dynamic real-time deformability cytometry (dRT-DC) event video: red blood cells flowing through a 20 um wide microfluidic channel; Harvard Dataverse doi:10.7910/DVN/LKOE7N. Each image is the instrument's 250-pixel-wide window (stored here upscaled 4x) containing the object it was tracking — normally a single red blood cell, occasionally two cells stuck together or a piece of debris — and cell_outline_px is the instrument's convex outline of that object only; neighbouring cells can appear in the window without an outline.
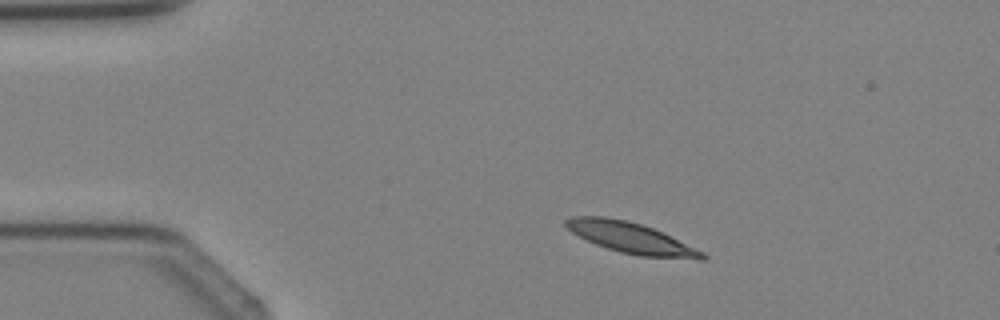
{"species": "Egyptian fruit bat (a non-hibernating species)", "species_latin": "Rousettus aegyptiacus", "temperature_condition": "cold", "stored_images_in_passage": 2, "camera_frame_rate_fps": 3000, "um_per_image_px": 0.085, "animal": {"sex": "female"}, "frame": {"image": 1, "passage_image": 1, "time_ms": 0.0, "image_size_px": [1000, 320], "cell_outline_px": [[708, 256], [704, 260], [700, 260], [640, 256], [620, 252], [596, 244], [572, 232], [564, 224], [564, 220], [572, 216], [604, 216], [628, 220], [652, 228], [704, 252]], "centroid_in_image_um": [53.64, 20.22], "position_along_channel_um": 31.4, "area_um2": 24.28}}